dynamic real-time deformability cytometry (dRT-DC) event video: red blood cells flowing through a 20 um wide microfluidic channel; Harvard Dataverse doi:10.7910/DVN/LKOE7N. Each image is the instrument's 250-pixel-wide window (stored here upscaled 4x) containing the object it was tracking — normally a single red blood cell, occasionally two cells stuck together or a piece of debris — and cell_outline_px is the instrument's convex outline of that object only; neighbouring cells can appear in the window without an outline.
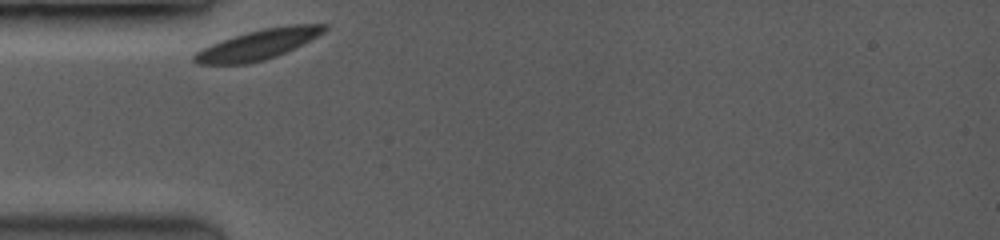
{"species": "common noctule bat (a hibernating species)", "species_latin": "Nyctalus noctula", "temperature_condition": "room temperature", "stored_images_in_passage": 39, "camera_frame_rate_fps": 3500, "um_per_image_px": 0.085, "animal": {"sex": "female", "body_mass_g": 19.0, "forearm_length_mm": 53.3}, "frame": {"image": 1, "passage_image": 1, "time_ms": 0.0, "image_size_px": [1000, 240], "cell_outline_px": [[328, 28], [324, 32], [276, 56], [264, 60], [248, 64], [196, 64], [192, 60], [192, 56], [196, 52], [212, 44], [248, 32], [264, 28], [288, 24], [328, 24]], "centroid_in_image_um": [21.93, 3.79], "position_along_channel_um": 63.1, "area_um2": 22.25}}
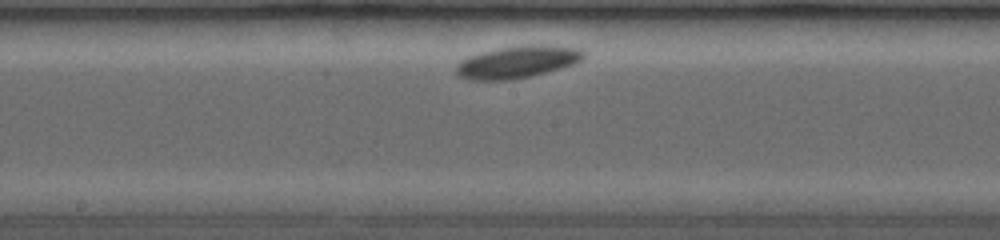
{"frame": {"image": 2, "passage_image": 20, "time_ms": 4.0, "image_size_px": [1000, 240], "cell_outline_px": [[588, 52], [584, 60], [576, 64], [512, 80], [468, 80], [460, 76], [456, 72], [456, 64], [460, 60], [468, 56], [480, 52], [496, 48], [528, 44], [540, 44], [576, 48]], "centroid_in_image_um": [43.99, 5.25], "position_along_channel_um": 204.2, "area_um2": 24.22}}
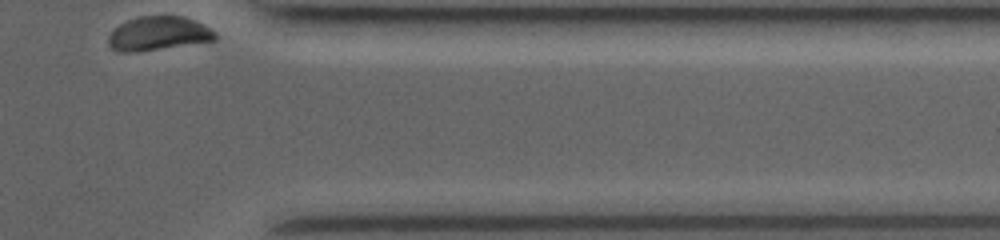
{"frame": {"image": 3, "passage_image": 39, "time_ms": 9.429, "image_size_px": [1000, 240], "cell_outline_px": [[216, 40], [136, 52], [116, 52], [108, 44], [108, 36], [120, 24], [128, 20], [140, 16], [184, 16], [196, 20], [204, 24], [216, 32]], "centroid_in_image_um": [13.47, 2.85], "position_along_channel_um": 397.9, "area_um2": 21.1}, "authors_computed_cell_mechanics": {"area_um2": 22.1374, "velocity_mm_per_s": 3.5727, "shape_relaxation_time_tau1_ms": 1.8205, "shape_relaxation_time_tau2_ms": null, "deformation_change_tau1": 0.0568, "deformation_change_tau2": null}}